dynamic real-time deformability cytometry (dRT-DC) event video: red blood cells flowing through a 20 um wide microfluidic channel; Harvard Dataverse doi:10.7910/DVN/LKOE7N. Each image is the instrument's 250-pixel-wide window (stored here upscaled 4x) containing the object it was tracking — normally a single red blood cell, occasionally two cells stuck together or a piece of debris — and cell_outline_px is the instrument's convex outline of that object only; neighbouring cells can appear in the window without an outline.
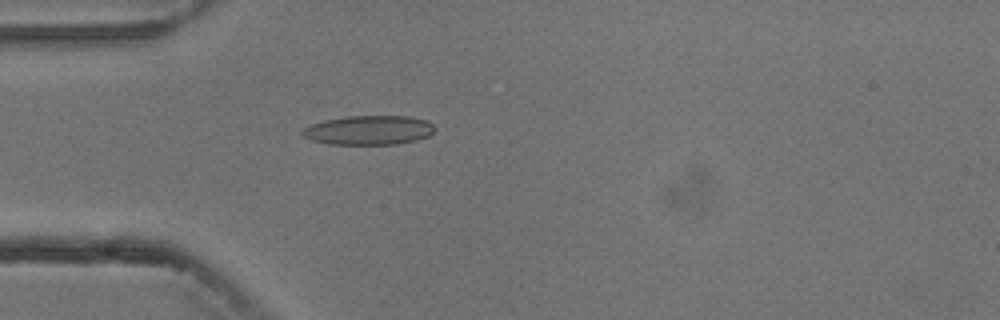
{"species": "common noctule bat (a hibernating species)", "species_latin": "Nyctalus noctula", "temperature_condition": "cold", "stored_images_in_passage": 4, "camera_frame_rate_fps": 3000, "um_per_image_px": 0.085, "animal": {"sex": "male", "body_mass_g": 13.3}, "frame": {"image": 1, "passage_image": 4, "time_ms": 3.333, "image_size_px": [1000, 320], "cell_outline_px": [[436, 128], [428, 136], [416, 140], [396, 144], [328, 144], [312, 140], [304, 136], [300, 132], [304, 128], [312, 124], [324, 120], [348, 116], [408, 116], [428, 120]], "centroid_in_image_um": [31.36, 11.06], "position_along_channel_um": 53.6, "area_um2": 22.54}}